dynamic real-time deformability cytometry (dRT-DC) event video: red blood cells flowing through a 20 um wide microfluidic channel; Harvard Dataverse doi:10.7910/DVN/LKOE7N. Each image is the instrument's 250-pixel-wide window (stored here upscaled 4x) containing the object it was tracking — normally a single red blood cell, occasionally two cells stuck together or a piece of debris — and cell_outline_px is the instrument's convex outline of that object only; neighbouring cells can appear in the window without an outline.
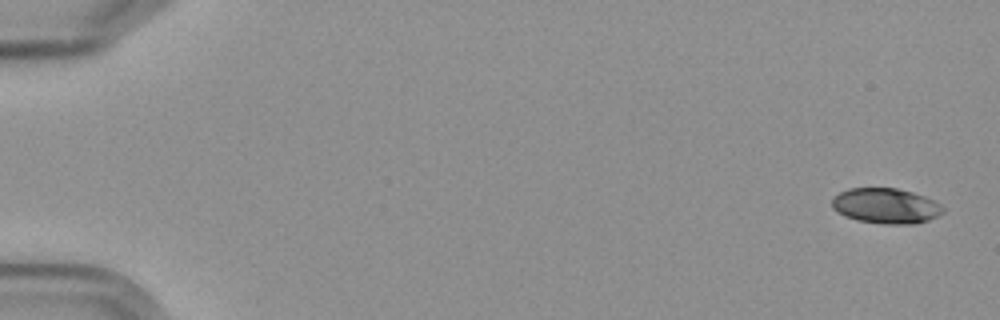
{"species": "Egyptian fruit bat (a non-hibernating species)", "species_latin": "Rousettus aegyptiacus", "temperature_condition": "cold", "stored_images_in_passage": 8, "camera_frame_rate_fps": 3000, "um_per_image_px": 0.085, "frame": {"image": 1, "passage_image": 1, "time_ms": 0.0, "image_size_px": [1000, 320], "cell_outline_px": [[944, 212], [928, 220], [916, 224], [884, 224], [856, 220], [844, 216], [836, 212], [832, 208], [832, 196], [848, 188], [896, 188], [912, 192], [924, 196], [940, 204], [944, 208]], "centroid_in_image_um": [75.26, 17.5], "position_along_channel_um": 9.7, "area_um2": 23.0}}
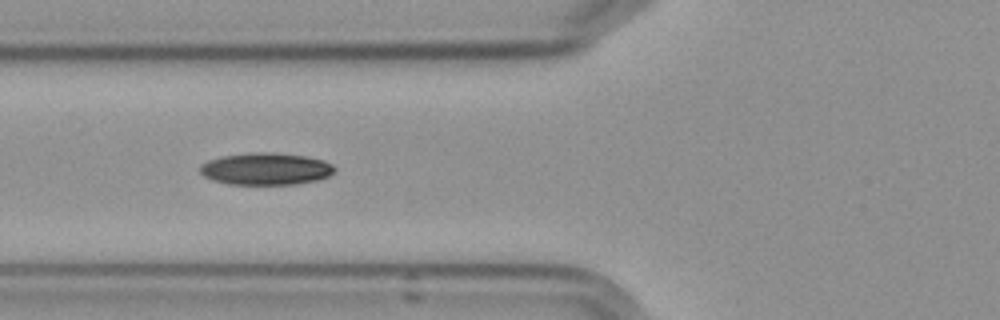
{"frame": {"image": 2, "passage_image": 7, "time_ms": 7.0, "image_size_px": [1000, 320], "cell_outline_px": [[336, 168], [328, 176], [316, 180], [292, 184], [228, 184], [212, 180], [204, 176], [200, 172], [200, 164], [208, 160], [220, 156], [248, 152], [276, 152], [304, 156], [324, 160], [332, 164]], "centroid_in_image_um": [22.55, 14.34], "position_along_channel_um": 103.2, "area_um2": 25.26}}
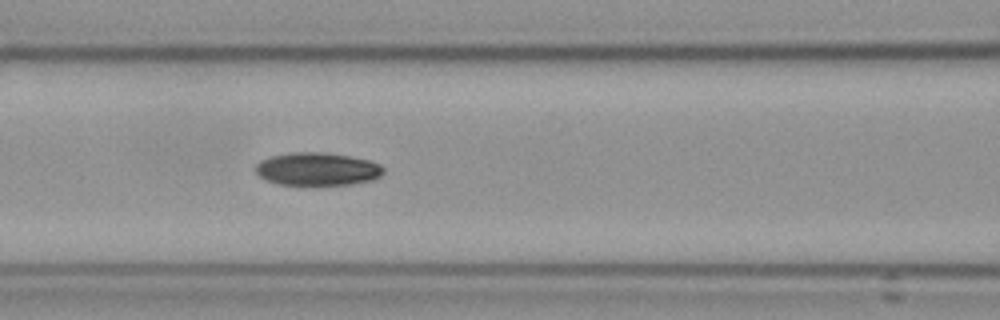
{"frame": {"image": 3, "passage_image": 8, "time_ms": 8.0, "image_size_px": [1000, 320], "cell_outline_px": [[384, 172], [380, 176], [372, 180], [348, 184], [280, 184], [268, 180], [260, 176], [256, 172], [256, 164], [260, 160], [268, 156], [292, 152], [324, 152], [348, 156], [368, 160], [380, 164], [384, 168]], "centroid_in_image_um": [26.96, 14.35], "position_along_channel_um": 139.6, "area_um2": 24.33}}